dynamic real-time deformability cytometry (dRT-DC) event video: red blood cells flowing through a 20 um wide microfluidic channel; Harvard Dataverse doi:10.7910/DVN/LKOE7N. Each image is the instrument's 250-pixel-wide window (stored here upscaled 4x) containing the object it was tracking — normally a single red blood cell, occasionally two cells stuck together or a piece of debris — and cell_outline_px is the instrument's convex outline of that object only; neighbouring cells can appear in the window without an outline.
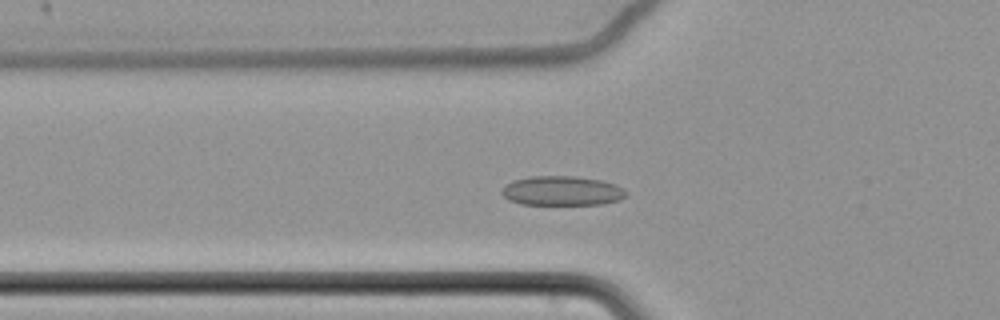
{"species": "common noctule bat (a hibernating species)", "species_latin": "Nyctalus noctula", "temperature_condition": "cold", "stored_images_in_passage": 60, "camera_frame_rate_fps": 3000, "um_per_image_px": 0.085, "animal": {"sex": "female", "body_mass_g": 22.7, "forearm_length_mm": 54.2}, "frame": {"image": 1, "passage_image": 21, "time_ms": 6.667, "image_size_px": [1000, 320], "cell_outline_px": [[628, 196], [620, 200], [600, 204], [520, 204], [508, 200], [500, 192], [500, 188], [512, 180], [532, 176], [576, 176], [600, 180], [616, 184], [628, 192]], "centroid_in_image_um": [47.76, 16.21], "position_along_channel_um": 78.0, "area_um2": 21.56}}
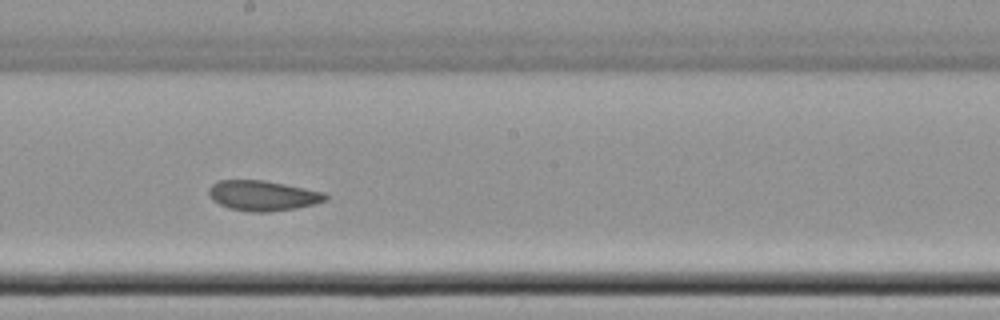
{"frame": {"image": 2, "passage_image": 34, "time_ms": 11.0, "image_size_px": [1000, 320], "cell_outline_px": [[328, 200], [296, 208], [268, 212], [252, 212], [228, 208], [212, 200], [208, 192], [208, 188], [216, 180], [264, 180], [324, 192], [328, 196]], "centroid_in_image_um": [22.31, 16.62], "position_along_channel_um": 225.9, "area_um2": 20.52}}
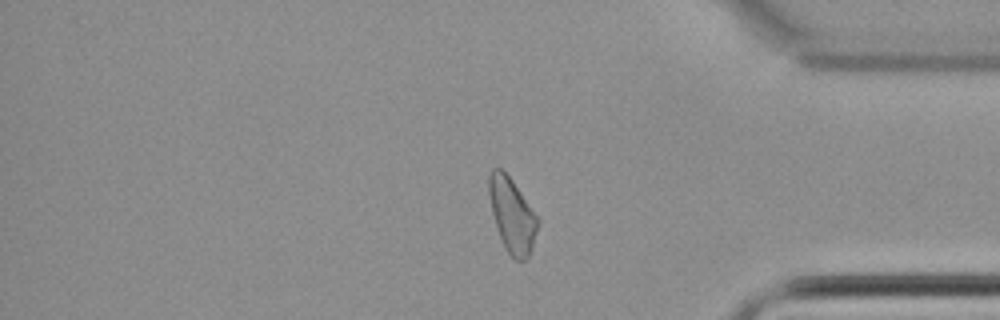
{"frame": {"image": 3, "passage_image": 50, "time_ms": 16.333, "image_size_px": [1000, 320], "cell_outline_px": [[540, 224], [532, 252], [524, 260], [516, 260], [508, 252], [496, 228], [492, 212], [488, 192], [488, 176], [492, 168], [500, 168], [512, 180], [540, 220]], "centroid_in_image_um": [43.55, 18.3], "position_along_channel_um": 391.7, "area_um2": 21.15}, "authors_computed_cell_mechanics": {"area_um2": 21.5305, "velocity_mm_per_s": 3.4371, "shape_relaxation_time_tau1_ms": null, "shape_relaxation_time_tau2_ms": 6.2179, "deformation_change_tau1": null, "deformation_change_tau2": 0.0825}}